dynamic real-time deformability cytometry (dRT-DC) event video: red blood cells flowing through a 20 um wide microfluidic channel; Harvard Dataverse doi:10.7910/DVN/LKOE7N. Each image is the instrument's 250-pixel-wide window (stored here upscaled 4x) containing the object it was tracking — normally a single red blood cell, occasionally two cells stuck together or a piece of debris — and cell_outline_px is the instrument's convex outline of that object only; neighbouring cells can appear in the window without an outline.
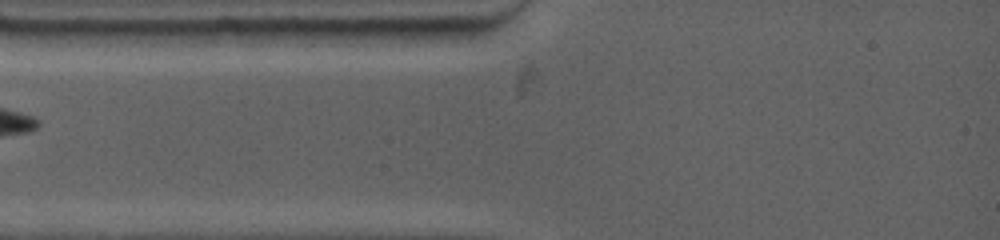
{"species": "common noctule bat (a hibernating species)", "species_latin": "Nyctalus noctula", "temperature_condition": "warm", "stored_images_in_passage": 22, "camera_frame_rate_fps": 4500, "um_per_image_px": 0.085, "animal": {"sex": "female", "body_mass_g": 19.0, "forearm_length_mm": 53.3}, "frame": {"image": 1, "passage_image": 1, "time_ms": 0.0, "image_size_px": [1000, 240], "cell_outline_px": [[184, 32], [132, 44], [52, 48], [40, 48], [28, 32], [68, 28], [80, 28]], "centroid_in_image_um": [7.92, 3.16], "position_along_channel_um": 77.1, "area_um2": 14.85}}
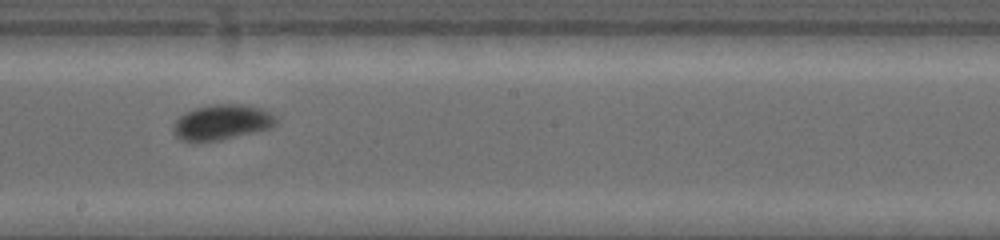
{"frame": {"image": 2, "passage_image": 9, "time_ms": 3.778, "image_size_px": [1000, 240], "cell_outline_px": [[276, 124], [272, 128], [220, 140], [192, 144], [180, 140], [176, 136], [172, 128], [176, 120], [184, 112], [196, 108], [216, 104], [244, 104], [260, 108], [276, 116]], "centroid_in_image_um": [18.82, 10.42], "position_along_channel_um": 229.4, "area_um2": 21.44}}
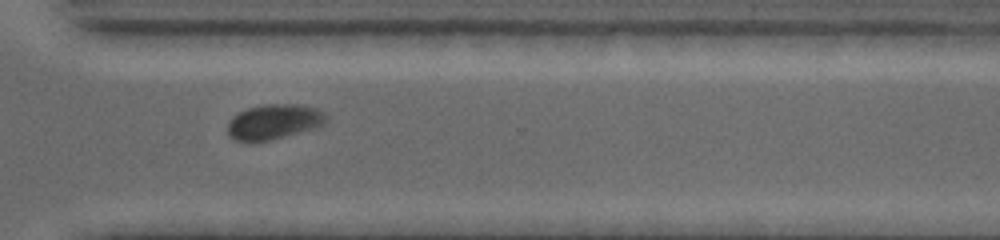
{"frame": {"image": 3, "passage_image": 16, "time_ms": 6.889, "image_size_px": [1000, 240], "cell_outline_px": [[328, 120], [312, 128], [284, 136], [268, 140], [248, 144], [232, 140], [228, 136], [228, 124], [232, 116], [248, 108], [264, 104], [300, 104], [316, 108], [324, 112], [328, 116]], "centroid_in_image_um": [23.21, 10.36], "position_along_channel_um": 347.4, "area_um2": 20.29}}